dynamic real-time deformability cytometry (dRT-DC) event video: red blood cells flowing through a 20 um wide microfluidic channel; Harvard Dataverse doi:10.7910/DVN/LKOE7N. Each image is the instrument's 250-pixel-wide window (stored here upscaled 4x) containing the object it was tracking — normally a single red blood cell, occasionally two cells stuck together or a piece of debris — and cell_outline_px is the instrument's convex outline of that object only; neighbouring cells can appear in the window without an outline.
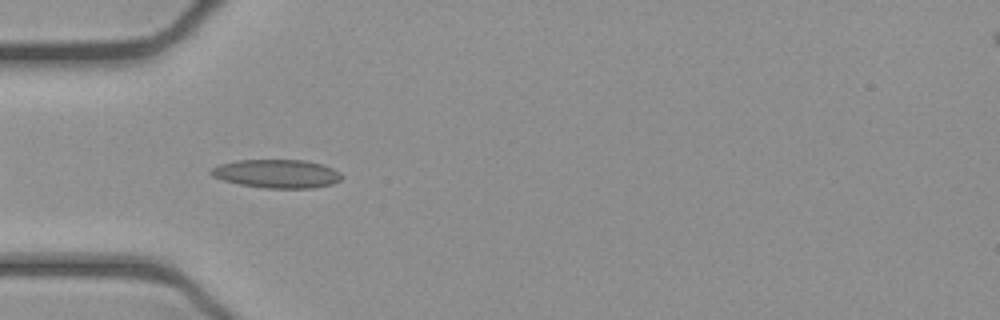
{"species": "common noctule bat (a hibernating species)", "species_latin": "Nyctalus noctula", "temperature_condition": "cold", "stored_images_in_passage": 37, "camera_frame_rate_fps": 3000, "um_per_image_px": 0.085, "animal": {"sex": "female", "body_mass_g": 21.9}, "frame": {"image": 1, "passage_image": 1, "time_ms": 0.0, "image_size_px": [1000, 320], "cell_outline_px": [[344, 176], [340, 180], [332, 184], [312, 188], [264, 188], [240, 184], [224, 180], [212, 176], [208, 172], [212, 168], [220, 164], [240, 160], [304, 160], [324, 164], [340, 172]], "centroid_in_image_um": [23.56, 14.76], "position_along_channel_um": 61.4, "area_um2": 21.73}}
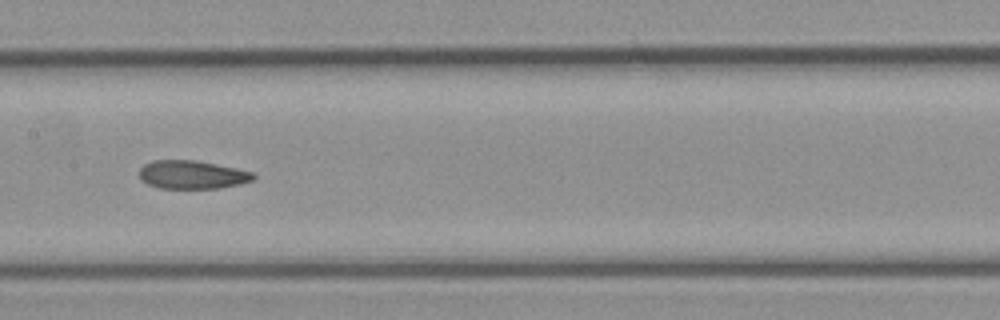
{"frame": {"image": 2, "passage_image": 11, "time_ms": 3.333, "image_size_px": [1000, 320], "cell_outline_px": [[256, 176], [252, 180], [240, 184], [220, 188], [160, 188], [148, 184], [140, 180], [140, 168], [144, 164], [152, 160], [196, 160], [236, 168], [252, 172]], "centroid_in_image_um": [16.31, 14.84], "position_along_channel_um": 191.1, "area_um2": 18.84}}
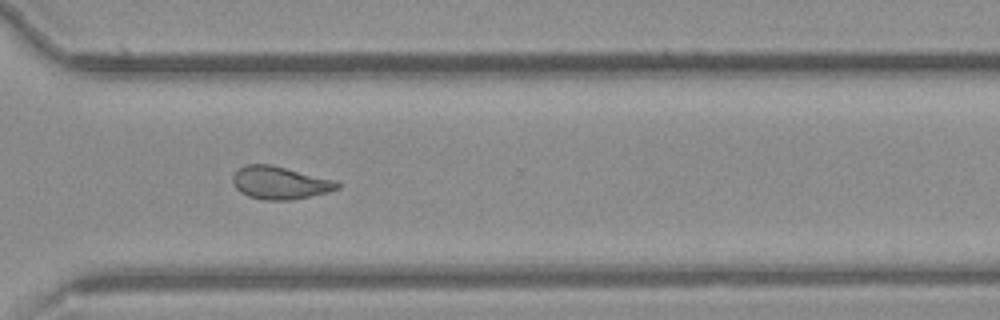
{"frame": {"image": 3, "passage_image": 23, "time_ms": 7.333, "image_size_px": [1000, 320], "cell_outline_px": [[340, 188], [328, 192], [292, 200], [264, 200], [248, 196], [240, 192], [236, 188], [232, 180], [232, 176], [244, 164], [272, 164], [336, 180], [340, 184]], "centroid_in_image_um": [23.8, 15.53], "position_along_channel_um": 346.8, "area_um2": 20.11}, "authors_computed_cell_mechanics": {"area_um2": 19.5942, "velocity_mm_per_s": 3.9107, "shape_relaxation_time_tau1_ms": null, "shape_relaxation_time_tau2_ms": 3.0336, "deformation_change_tau1": null, "deformation_change_tau2": 0.103}}